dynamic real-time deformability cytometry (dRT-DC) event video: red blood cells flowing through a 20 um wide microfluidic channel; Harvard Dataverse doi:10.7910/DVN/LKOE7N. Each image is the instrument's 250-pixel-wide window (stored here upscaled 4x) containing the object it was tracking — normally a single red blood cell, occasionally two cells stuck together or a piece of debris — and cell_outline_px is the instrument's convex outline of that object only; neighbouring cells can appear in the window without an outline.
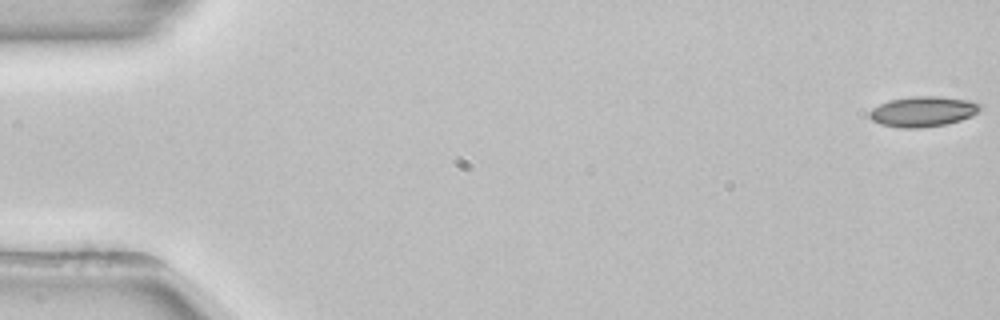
{"species": "common noctule bat (a hibernating species)", "species_latin": "Nyctalus noctula", "temperature_condition": "room temperature", "stored_images_in_passage": 54, "camera_frame_rate_fps": 3000, "um_per_image_px": 0.085, "animal": {"sex": "female", "body_mass_g": 22.7, "forearm_length_mm": 54.2}, "frame": {"image": 1, "passage_image": 1, "time_ms": 0.0, "image_size_px": [1000, 320], "cell_outline_px": [[984, 104], [972, 116], [960, 120], [944, 124], [924, 128], [900, 128], [880, 124], [872, 120], [868, 116], [868, 112], [872, 108], [888, 100], [916, 96], [940, 96], [968, 100]], "centroid_in_image_um": [78.43, 9.48], "position_along_channel_um": 6.6, "area_um2": 19.65}}
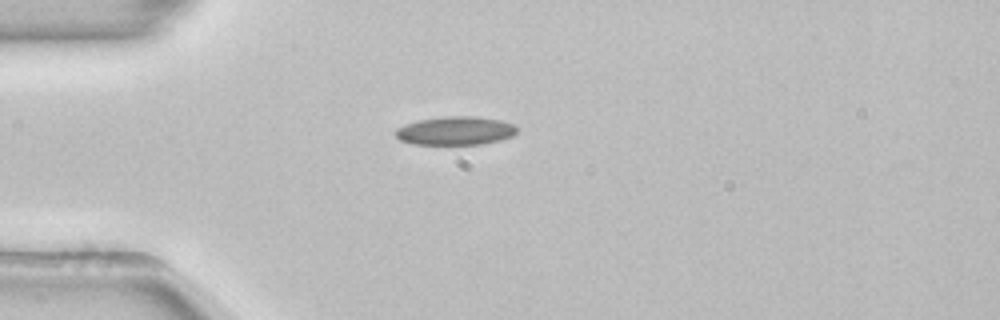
{"frame": {"image": 2, "passage_image": 15, "time_ms": 4.667, "image_size_px": [1000, 320], "cell_outline_px": [[516, 132], [512, 136], [500, 140], [480, 144], [412, 144], [400, 140], [396, 136], [396, 128], [404, 124], [420, 120], [444, 116], [476, 116], [500, 120], [516, 124]], "centroid_in_image_um": [38.72, 11.11], "position_along_channel_um": 46.3, "area_um2": 20.17}}
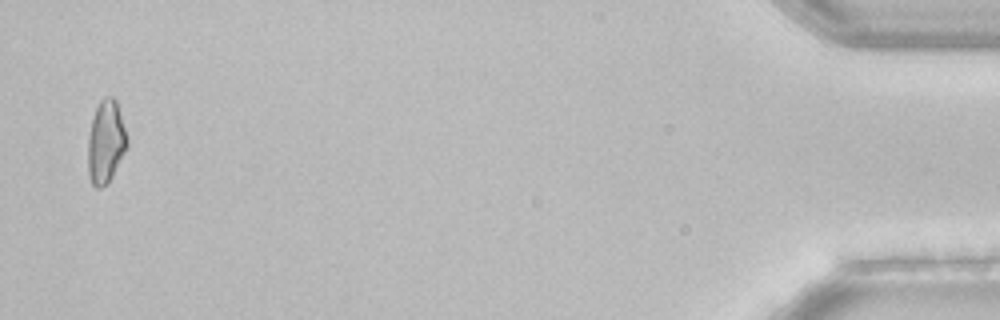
{"frame": {"image": 3, "passage_image": 53, "time_ms": 17.333, "image_size_px": [1000, 320], "cell_outline_px": [[128, 144], [108, 184], [100, 188], [96, 188], [92, 184], [88, 172], [88, 136], [92, 120], [96, 108], [100, 100], [104, 96], [112, 96], [116, 100], [128, 140]], "centroid_in_image_um": [8.98, 12.06], "position_along_channel_um": 426.2, "area_um2": 18.79}, "authors_computed_cell_mechanics": {"area_um2": 19.0162, "velocity_mm_per_s": 3.8697, "shape_relaxation_time_tau1_ms": 10.8162, "shape_relaxation_time_tau2_ms": 3.5974, "deformation_change_tau1": 0.1907, "deformation_change_tau2": 0.0874}}